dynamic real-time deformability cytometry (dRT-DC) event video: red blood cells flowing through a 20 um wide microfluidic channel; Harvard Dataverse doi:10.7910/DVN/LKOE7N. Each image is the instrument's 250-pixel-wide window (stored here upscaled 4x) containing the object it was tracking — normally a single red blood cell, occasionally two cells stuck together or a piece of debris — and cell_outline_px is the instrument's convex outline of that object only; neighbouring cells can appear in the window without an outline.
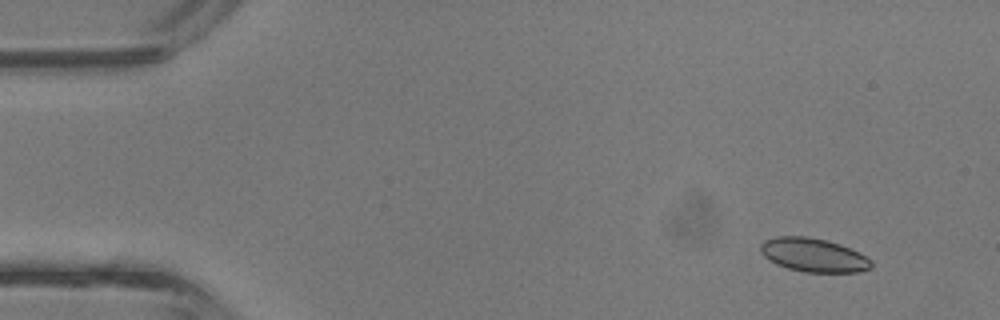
{"species": "common noctule bat (a hibernating species)", "species_latin": "Nyctalus noctula", "temperature_condition": "room temperature", "stored_images_in_passage": 4, "camera_frame_rate_fps": 3000, "um_per_image_px": 0.085, "animal": {"sex": "male", "body_mass_g": 13.3}, "frame": {"image": 1, "passage_image": 1, "time_ms": 0.0, "image_size_px": [1000, 320], "cell_outline_px": [[872, 268], [860, 272], [804, 272], [788, 268], [776, 264], [764, 256], [760, 252], [760, 244], [764, 240], [776, 236], [808, 236], [828, 240], [840, 244], [872, 260]], "centroid_in_image_um": [69.12, 21.67], "position_along_channel_um": 15.9, "area_um2": 21.79}}
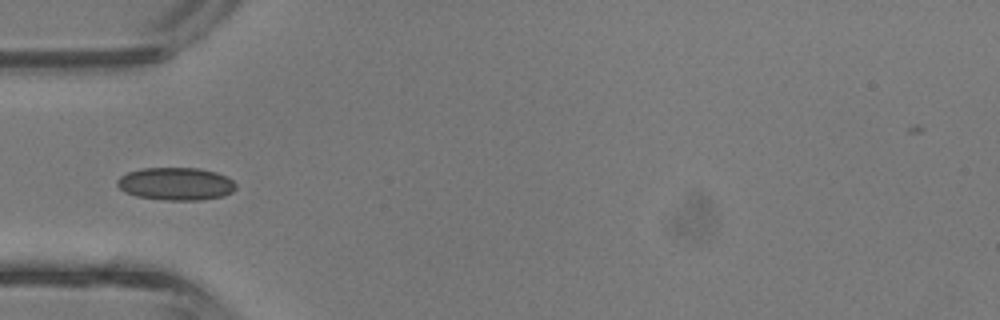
{"frame": {"image": 2, "passage_image": 4, "time_ms": 1.0, "image_size_px": [1000, 320], "cell_outline_px": [[236, 188], [232, 192], [224, 196], [200, 200], [164, 200], [136, 196], [124, 192], [116, 184], [116, 180], [120, 176], [128, 172], [140, 168], [200, 168], [216, 172], [232, 180], [236, 184]], "centroid_in_image_um": [14.93, 15.62], "position_along_channel_um": 70.1, "area_um2": 22.77}}